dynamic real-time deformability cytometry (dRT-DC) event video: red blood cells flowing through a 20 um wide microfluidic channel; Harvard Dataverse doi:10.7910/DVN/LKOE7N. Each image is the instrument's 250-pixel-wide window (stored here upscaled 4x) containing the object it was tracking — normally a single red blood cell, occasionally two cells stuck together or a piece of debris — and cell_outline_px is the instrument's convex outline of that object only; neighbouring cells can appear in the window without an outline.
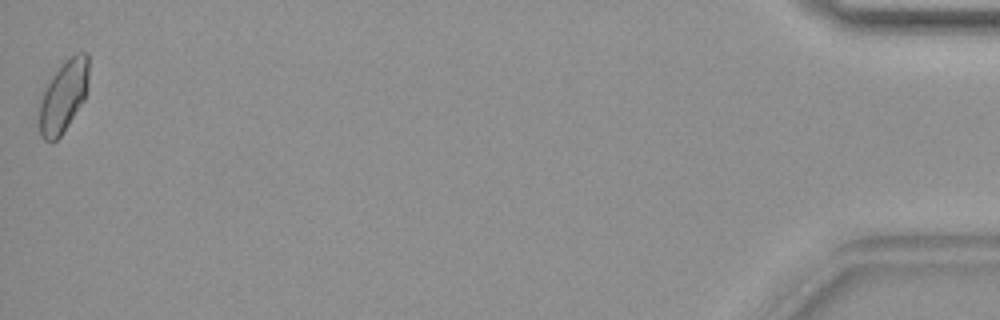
{"species": "common noctule bat (a hibernating species)", "species_latin": "Nyctalus noctula", "temperature_condition": "warm", "stored_images_in_passage": 42, "camera_frame_rate_fps": 3000, "um_per_image_px": 0.085, "animal": {"sex": "female", "body_mass_g": 19.9}, "frame": {"image": 1, "passage_image": 42, "time_ms": 13.667, "image_size_px": [1000, 320], "cell_outline_px": [[88, 80], [84, 100], [60, 136], [52, 144], [48, 144], [40, 136], [40, 100], [44, 88], [52, 76], [64, 60], [76, 52], [88, 52]], "centroid_in_image_um": [5.39, 8.17], "position_along_channel_um": 429.8, "area_um2": 20.69}}